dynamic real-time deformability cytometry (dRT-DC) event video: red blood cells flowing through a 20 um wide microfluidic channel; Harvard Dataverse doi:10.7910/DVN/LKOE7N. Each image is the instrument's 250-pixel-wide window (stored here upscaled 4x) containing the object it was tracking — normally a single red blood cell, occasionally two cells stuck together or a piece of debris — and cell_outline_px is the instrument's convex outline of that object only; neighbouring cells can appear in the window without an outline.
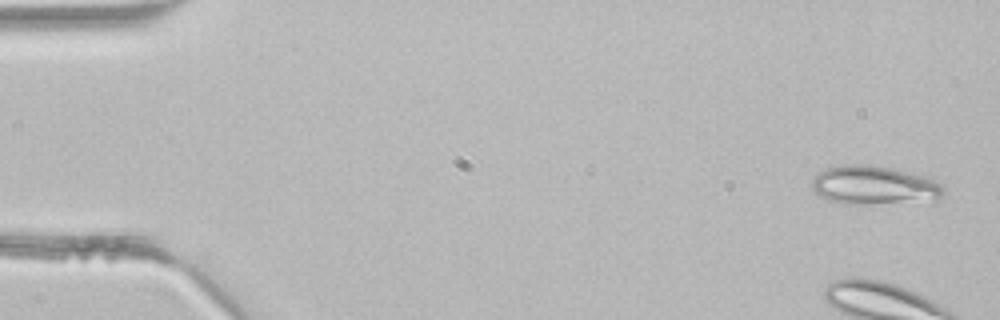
{"species": "common noctule bat (a hibernating species)", "species_latin": "Nyctalus noctula", "temperature_condition": "room temperature", "stored_images_in_passage": 4, "camera_frame_rate_fps": 3000, "um_per_image_px": 0.085, "animal": {"sex": "male", "body_mass_g": 21.5, "forearm_length_mm": 52.0}, "frame": {"image": 1, "passage_image": 1, "time_ms": 0.0, "image_size_px": [1000, 320], "cell_outline_px": [[944, 192], [936, 204], [844, 204], [828, 200], [820, 196], [812, 188], [812, 176], [828, 168], [844, 164], [868, 164], [932, 176], [944, 184]], "centroid_in_image_um": [74.47, 15.79], "position_along_channel_um": 10.5, "area_um2": 31.21}}